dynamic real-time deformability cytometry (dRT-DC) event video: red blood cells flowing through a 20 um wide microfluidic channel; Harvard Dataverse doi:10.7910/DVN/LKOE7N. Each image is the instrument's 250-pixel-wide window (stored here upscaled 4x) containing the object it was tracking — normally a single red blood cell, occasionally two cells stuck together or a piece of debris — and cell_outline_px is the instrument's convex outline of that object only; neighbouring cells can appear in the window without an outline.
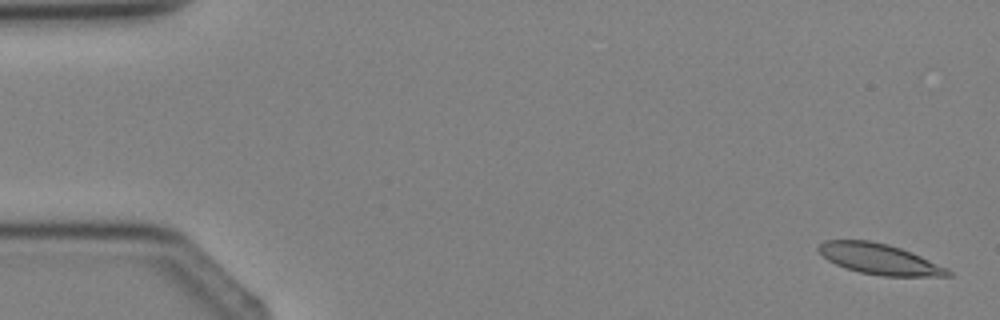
{"species": "Egyptian fruit bat (a non-hibernating species)", "species_latin": "Rousettus aegyptiacus", "temperature_condition": "cold", "stored_images_in_passage": 5, "segment_of_instrument_passage": [2, 2], "camera_frame_rate_fps": 3000, "um_per_image_px": 0.085, "animal": {"sex": "female"}, "frame": {"image": 1, "passage_image": 5, "time_ms": 5.0, "image_size_px": [1000, 320], "cell_outline_px": [[952, 276], [884, 276], [860, 272], [844, 268], [828, 260], [816, 248], [824, 240], [868, 240], [888, 244], [912, 252], [948, 268], [952, 272]], "centroid_in_image_um": [74.76, 22.02], "position_along_channel_um": 10.2, "area_um2": 23.06}}